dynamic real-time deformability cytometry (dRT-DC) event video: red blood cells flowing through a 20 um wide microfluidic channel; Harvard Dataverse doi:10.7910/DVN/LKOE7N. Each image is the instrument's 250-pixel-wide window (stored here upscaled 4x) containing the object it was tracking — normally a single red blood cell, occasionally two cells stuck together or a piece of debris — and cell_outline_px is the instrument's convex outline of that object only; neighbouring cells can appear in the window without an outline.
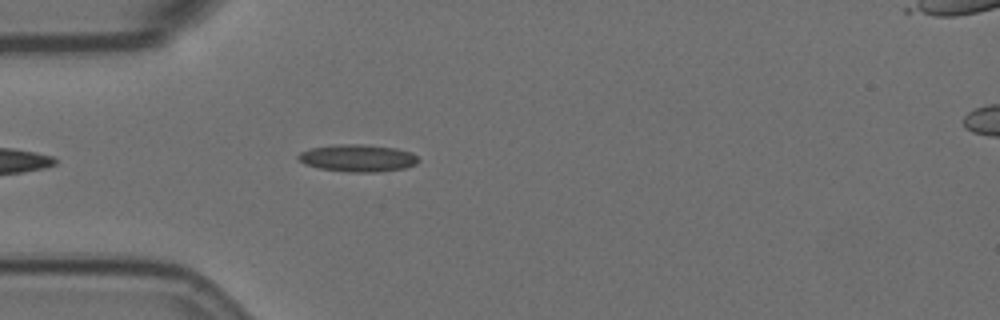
{"species": "Egyptian fruit bat (a non-hibernating species)", "species_latin": "Rousettus aegyptiacus", "temperature_condition": "room temperature", "stored_images_in_passage": 23, "camera_frame_rate_fps": 3000, "um_per_image_px": 0.085, "animal": {"sex": "female"}, "frame": {"image": 1, "passage_image": 5, "time_ms": 1.333, "image_size_px": [1000, 320], "cell_outline_px": [[420, 160], [416, 164], [404, 168], [376, 172], [352, 172], [320, 168], [304, 164], [296, 156], [300, 152], [312, 148], [332, 144], [364, 144], [396, 148], [412, 152]], "centroid_in_image_um": [30.41, 13.42], "position_along_channel_um": 54.6, "area_um2": 19.07}}
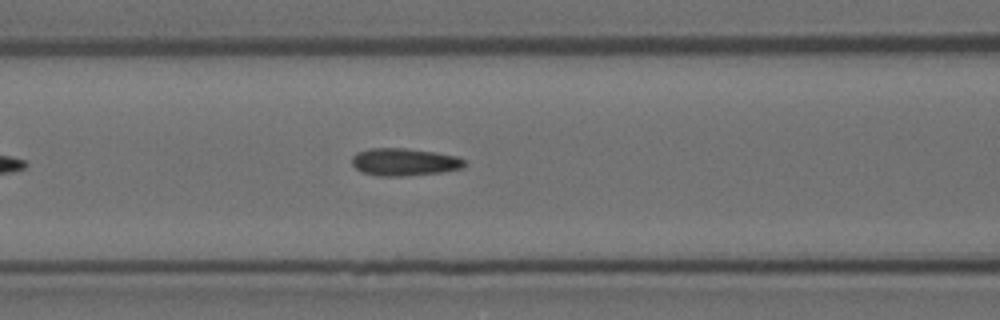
{"frame": {"image": 2, "passage_image": 12, "time_ms": 3.667, "image_size_px": [1000, 320], "cell_outline_px": [[464, 164], [460, 168], [440, 172], [408, 176], [376, 176], [360, 172], [352, 164], [352, 156], [356, 152], [368, 148], [404, 148], [432, 152], [456, 156], [464, 160]], "centroid_in_image_um": [34.27, 13.77], "position_along_channel_um": 132.3, "area_um2": 17.98}}
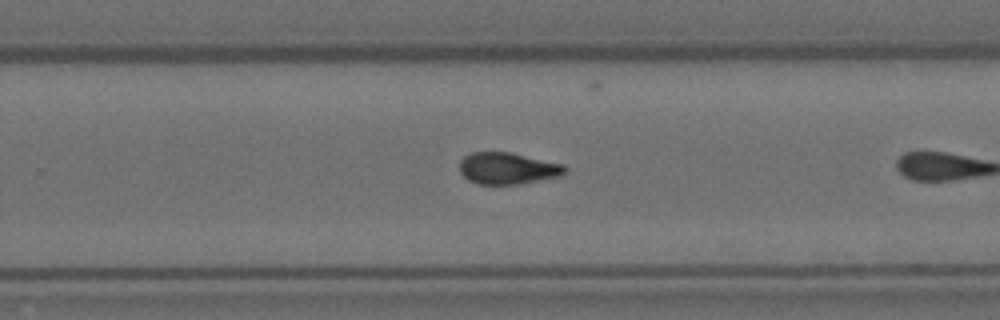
{"frame": {"image": 3, "passage_image": 22, "time_ms": 7.0, "image_size_px": [1000, 320], "cell_outline_px": [[568, 172], [564, 176], [520, 184], [476, 184], [468, 180], [460, 172], [460, 160], [464, 156], [472, 152], [512, 152], [564, 164], [568, 168]], "centroid_in_image_um": [43.21, 14.31], "position_along_channel_um": 286.6, "area_um2": 19.88}}